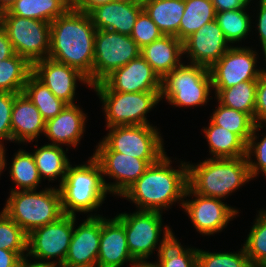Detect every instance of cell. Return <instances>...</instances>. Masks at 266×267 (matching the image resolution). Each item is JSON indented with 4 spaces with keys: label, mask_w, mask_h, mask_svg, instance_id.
Segmentation results:
<instances>
[{
    "label": "cell",
    "mask_w": 266,
    "mask_h": 267,
    "mask_svg": "<svg viewBox=\"0 0 266 267\" xmlns=\"http://www.w3.org/2000/svg\"><path fill=\"white\" fill-rule=\"evenodd\" d=\"M95 34L89 14L70 7L50 23L48 58L78 69L92 86Z\"/></svg>",
    "instance_id": "1"
},
{
    "label": "cell",
    "mask_w": 266,
    "mask_h": 267,
    "mask_svg": "<svg viewBox=\"0 0 266 267\" xmlns=\"http://www.w3.org/2000/svg\"><path fill=\"white\" fill-rule=\"evenodd\" d=\"M170 163L171 160L164 154L121 196L143 211L161 212L176 201H181L182 206L188 186V163L181 162L179 170L173 169Z\"/></svg>",
    "instance_id": "2"
},
{
    "label": "cell",
    "mask_w": 266,
    "mask_h": 267,
    "mask_svg": "<svg viewBox=\"0 0 266 267\" xmlns=\"http://www.w3.org/2000/svg\"><path fill=\"white\" fill-rule=\"evenodd\" d=\"M251 179L246 157L209 158L197 165L188 163V186L202 196L226 198Z\"/></svg>",
    "instance_id": "3"
},
{
    "label": "cell",
    "mask_w": 266,
    "mask_h": 267,
    "mask_svg": "<svg viewBox=\"0 0 266 267\" xmlns=\"http://www.w3.org/2000/svg\"><path fill=\"white\" fill-rule=\"evenodd\" d=\"M105 179L97 160L91 156L88 163L72 167L70 164L59 191L64 214L92 212L105 200L108 193Z\"/></svg>",
    "instance_id": "4"
},
{
    "label": "cell",
    "mask_w": 266,
    "mask_h": 267,
    "mask_svg": "<svg viewBox=\"0 0 266 267\" xmlns=\"http://www.w3.org/2000/svg\"><path fill=\"white\" fill-rule=\"evenodd\" d=\"M3 211L27 234L64 215L59 188L20 190L12 188Z\"/></svg>",
    "instance_id": "5"
},
{
    "label": "cell",
    "mask_w": 266,
    "mask_h": 267,
    "mask_svg": "<svg viewBox=\"0 0 266 267\" xmlns=\"http://www.w3.org/2000/svg\"><path fill=\"white\" fill-rule=\"evenodd\" d=\"M96 146L95 152H120L156 163L164 154L163 139L152 125L114 126Z\"/></svg>",
    "instance_id": "6"
},
{
    "label": "cell",
    "mask_w": 266,
    "mask_h": 267,
    "mask_svg": "<svg viewBox=\"0 0 266 267\" xmlns=\"http://www.w3.org/2000/svg\"><path fill=\"white\" fill-rule=\"evenodd\" d=\"M211 89L208 67L182 63L162 79L161 100L165 96L169 104L177 107L202 106L208 102Z\"/></svg>",
    "instance_id": "7"
},
{
    "label": "cell",
    "mask_w": 266,
    "mask_h": 267,
    "mask_svg": "<svg viewBox=\"0 0 266 267\" xmlns=\"http://www.w3.org/2000/svg\"><path fill=\"white\" fill-rule=\"evenodd\" d=\"M95 92L104 105L107 128L150 125L145 115L161 100V92Z\"/></svg>",
    "instance_id": "8"
},
{
    "label": "cell",
    "mask_w": 266,
    "mask_h": 267,
    "mask_svg": "<svg viewBox=\"0 0 266 267\" xmlns=\"http://www.w3.org/2000/svg\"><path fill=\"white\" fill-rule=\"evenodd\" d=\"M14 52L31 64L48 58L50 49V23L17 15H0Z\"/></svg>",
    "instance_id": "9"
},
{
    "label": "cell",
    "mask_w": 266,
    "mask_h": 267,
    "mask_svg": "<svg viewBox=\"0 0 266 267\" xmlns=\"http://www.w3.org/2000/svg\"><path fill=\"white\" fill-rule=\"evenodd\" d=\"M140 51L130 35L113 30H96L92 86L102 82L114 70L137 58Z\"/></svg>",
    "instance_id": "10"
},
{
    "label": "cell",
    "mask_w": 266,
    "mask_h": 267,
    "mask_svg": "<svg viewBox=\"0 0 266 267\" xmlns=\"http://www.w3.org/2000/svg\"><path fill=\"white\" fill-rule=\"evenodd\" d=\"M76 216L64 214L58 220L35 228L28 234L27 257L50 260L58 257V265L64 263L74 231Z\"/></svg>",
    "instance_id": "11"
},
{
    "label": "cell",
    "mask_w": 266,
    "mask_h": 267,
    "mask_svg": "<svg viewBox=\"0 0 266 267\" xmlns=\"http://www.w3.org/2000/svg\"><path fill=\"white\" fill-rule=\"evenodd\" d=\"M162 212L138 210L115 217L125 228L127 245L136 262L146 261L157 248L162 232Z\"/></svg>",
    "instance_id": "12"
},
{
    "label": "cell",
    "mask_w": 266,
    "mask_h": 267,
    "mask_svg": "<svg viewBox=\"0 0 266 267\" xmlns=\"http://www.w3.org/2000/svg\"><path fill=\"white\" fill-rule=\"evenodd\" d=\"M256 54L251 48L231 46L209 68L212 88L225 89L244 81H258L266 69L256 68Z\"/></svg>",
    "instance_id": "13"
},
{
    "label": "cell",
    "mask_w": 266,
    "mask_h": 267,
    "mask_svg": "<svg viewBox=\"0 0 266 267\" xmlns=\"http://www.w3.org/2000/svg\"><path fill=\"white\" fill-rule=\"evenodd\" d=\"M94 91L161 92L162 79L139 55L125 66L114 70L102 82L93 86Z\"/></svg>",
    "instance_id": "14"
},
{
    "label": "cell",
    "mask_w": 266,
    "mask_h": 267,
    "mask_svg": "<svg viewBox=\"0 0 266 267\" xmlns=\"http://www.w3.org/2000/svg\"><path fill=\"white\" fill-rule=\"evenodd\" d=\"M190 195H194L195 199L184 200L182 207L201 234L213 235L223 230L239 214L238 210L228 206L220 198L199 195L187 186L184 197Z\"/></svg>",
    "instance_id": "15"
},
{
    "label": "cell",
    "mask_w": 266,
    "mask_h": 267,
    "mask_svg": "<svg viewBox=\"0 0 266 267\" xmlns=\"http://www.w3.org/2000/svg\"><path fill=\"white\" fill-rule=\"evenodd\" d=\"M32 74L67 105L74 104L77 80L91 87L88 78L78 69L50 58L34 62Z\"/></svg>",
    "instance_id": "16"
},
{
    "label": "cell",
    "mask_w": 266,
    "mask_h": 267,
    "mask_svg": "<svg viewBox=\"0 0 266 267\" xmlns=\"http://www.w3.org/2000/svg\"><path fill=\"white\" fill-rule=\"evenodd\" d=\"M93 157L100 164L102 176H110L115 183H104L108 192L121 196L134 184L150 166L140 158L120 152H94Z\"/></svg>",
    "instance_id": "17"
},
{
    "label": "cell",
    "mask_w": 266,
    "mask_h": 267,
    "mask_svg": "<svg viewBox=\"0 0 266 267\" xmlns=\"http://www.w3.org/2000/svg\"><path fill=\"white\" fill-rule=\"evenodd\" d=\"M216 20L206 23L183 42L190 63L210 68L231 47ZM189 54V55H188Z\"/></svg>",
    "instance_id": "18"
},
{
    "label": "cell",
    "mask_w": 266,
    "mask_h": 267,
    "mask_svg": "<svg viewBox=\"0 0 266 267\" xmlns=\"http://www.w3.org/2000/svg\"><path fill=\"white\" fill-rule=\"evenodd\" d=\"M101 216H90L74 228L70 246L61 267H97Z\"/></svg>",
    "instance_id": "19"
},
{
    "label": "cell",
    "mask_w": 266,
    "mask_h": 267,
    "mask_svg": "<svg viewBox=\"0 0 266 267\" xmlns=\"http://www.w3.org/2000/svg\"><path fill=\"white\" fill-rule=\"evenodd\" d=\"M142 10V0H115L97 6L88 14L96 30H113L120 34L131 35Z\"/></svg>",
    "instance_id": "20"
},
{
    "label": "cell",
    "mask_w": 266,
    "mask_h": 267,
    "mask_svg": "<svg viewBox=\"0 0 266 267\" xmlns=\"http://www.w3.org/2000/svg\"><path fill=\"white\" fill-rule=\"evenodd\" d=\"M127 261L131 262V267L137 263L130 254L123 224L116 217L101 216L97 267H121Z\"/></svg>",
    "instance_id": "21"
},
{
    "label": "cell",
    "mask_w": 266,
    "mask_h": 267,
    "mask_svg": "<svg viewBox=\"0 0 266 267\" xmlns=\"http://www.w3.org/2000/svg\"><path fill=\"white\" fill-rule=\"evenodd\" d=\"M86 114L78 105H66L54 118L45 121L44 134L52 141V145L77 147L85 132Z\"/></svg>",
    "instance_id": "22"
},
{
    "label": "cell",
    "mask_w": 266,
    "mask_h": 267,
    "mask_svg": "<svg viewBox=\"0 0 266 267\" xmlns=\"http://www.w3.org/2000/svg\"><path fill=\"white\" fill-rule=\"evenodd\" d=\"M12 141L25 143L44 134L45 120L36 106L22 92L14 98L11 114Z\"/></svg>",
    "instance_id": "23"
},
{
    "label": "cell",
    "mask_w": 266,
    "mask_h": 267,
    "mask_svg": "<svg viewBox=\"0 0 266 267\" xmlns=\"http://www.w3.org/2000/svg\"><path fill=\"white\" fill-rule=\"evenodd\" d=\"M140 55L163 79L168 73L180 66L184 55L183 42L172 35H163L160 39L141 48Z\"/></svg>",
    "instance_id": "24"
},
{
    "label": "cell",
    "mask_w": 266,
    "mask_h": 267,
    "mask_svg": "<svg viewBox=\"0 0 266 267\" xmlns=\"http://www.w3.org/2000/svg\"><path fill=\"white\" fill-rule=\"evenodd\" d=\"M142 7L163 35L179 39L180 21L185 10L184 0H142Z\"/></svg>",
    "instance_id": "25"
},
{
    "label": "cell",
    "mask_w": 266,
    "mask_h": 267,
    "mask_svg": "<svg viewBox=\"0 0 266 267\" xmlns=\"http://www.w3.org/2000/svg\"><path fill=\"white\" fill-rule=\"evenodd\" d=\"M71 7V0H17L0 15H17L51 23Z\"/></svg>",
    "instance_id": "26"
},
{
    "label": "cell",
    "mask_w": 266,
    "mask_h": 267,
    "mask_svg": "<svg viewBox=\"0 0 266 267\" xmlns=\"http://www.w3.org/2000/svg\"><path fill=\"white\" fill-rule=\"evenodd\" d=\"M163 238L158 245L159 267H197L198 249L181 246L169 226L163 228Z\"/></svg>",
    "instance_id": "27"
},
{
    "label": "cell",
    "mask_w": 266,
    "mask_h": 267,
    "mask_svg": "<svg viewBox=\"0 0 266 267\" xmlns=\"http://www.w3.org/2000/svg\"><path fill=\"white\" fill-rule=\"evenodd\" d=\"M209 144L212 158L246 157V144L229 130L215 125L211 120L209 127L203 129Z\"/></svg>",
    "instance_id": "28"
},
{
    "label": "cell",
    "mask_w": 266,
    "mask_h": 267,
    "mask_svg": "<svg viewBox=\"0 0 266 267\" xmlns=\"http://www.w3.org/2000/svg\"><path fill=\"white\" fill-rule=\"evenodd\" d=\"M61 146L47 144L34 150L32 153L39 175L43 180L48 178L49 181L60 177V185L66 176L70 165L69 159Z\"/></svg>",
    "instance_id": "29"
},
{
    "label": "cell",
    "mask_w": 266,
    "mask_h": 267,
    "mask_svg": "<svg viewBox=\"0 0 266 267\" xmlns=\"http://www.w3.org/2000/svg\"><path fill=\"white\" fill-rule=\"evenodd\" d=\"M185 10L179 26V40L189 36L216 19V10L211 0H184Z\"/></svg>",
    "instance_id": "30"
},
{
    "label": "cell",
    "mask_w": 266,
    "mask_h": 267,
    "mask_svg": "<svg viewBox=\"0 0 266 267\" xmlns=\"http://www.w3.org/2000/svg\"><path fill=\"white\" fill-rule=\"evenodd\" d=\"M31 74L32 64L16 53L0 61V92L22 93Z\"/></svg>",
    "instance_id": "31"
},
{
    "label": "cell",
    "mask_w": 266,
    "mask_h": 267,
    "mask_svg": "<svg viewBox=\"0 0 266 267\" xmlns=\"http://www.w3.org/2000/svg\"><path fill=\"white\" fill-rule=\"evenodd\" d=\"M257 81H244L225 89H214L218 102L249 114L254 119Z\"/></svg>",
    "instance_id": "32"
},
{
    "label": "cell",
    "mask_w": 266,
    "mask_h": 267,
    "mask_svg": "<svg viewBox=\"0 0 266 267\" xmlns=\"http://www.w3.org/2000/svg\"><path fill=\"white\" fill-rule=\"evenodd\" d=\"M23 93L36 106L45 121L56 117L67 105L33 74L28 77Z\"/></svg>",
    "instance_id": "33"
},
{
    "label": "cell",
    "mask_w": 266,
    "mask_h": 267,
    "mask_svg": "<svg viewBox=\"0 0 266 267\" xmlns=\"http://www.w3.org/2000/svg\"><path fill=\"white\" fill-rule=\"evenodd\" d=\"M218 104L210 120L215 125L235 133L247 145L256 124L254 119L249 114L226 107L219 102Z\"/></svg>",
    "instance_id": "34"
},
{
    "label": "cell",
    "mask_w": 266,
    "mask_h": 267,
    "mask_svg": "<svg viewBox=\"0 0 266 267\" xmlns=\"http://www.w3.org/2000/svg\"><path fill=\"white\" fill-rule=\"evenodd\" d=\"M10 177L21 190L37 189L41 177L32 153L20 149L15 154L10 167Z\"/></svg>",
    "instance_id": "35"
},
{
    "label": "cell",
    "mask_w": 266,
    "mask_h": 267,
    "mask_svg": "<svg viewBox=\"0 0 266 267\" xmlns=\"http://www.w3.org/2000/svg\"><path fill=\"white\" fill-rule=\"evenodd\" d=\"M243 247L253 267H266V210H260Z\"/></svg>",
    "instance_id": "36"
},
{
    "label": "cell",
    "mask_w": 266,
    "mask_h": 267,
    "mask_svg": "<svg viewBox=\"0 0 266 267\" xmlns=\"http://www.w3.org/2000/svg\"><path fill=\"white\" fill-rule=\"evenodd\" d=\"M251 17L245 9L216 13V21L229 43L241 41L251 30Z\"/></svg>",
    "instance_id": "37"
},
{
    "label": "cell",
    "mask_w": 266,
    "mask_h": 267,
    "mask_svg": "<svg viewBox=\"0 0 266 267\" xmlns=\"http://www.w3.org/2000/svg\"><path fill=\"white\" fill-rule=\"evenodd\" d=\"M28 234L3 210L0 213V248L27 256ZM26 252V255L24 254Z\"/></svg>",
    "instance_id": "38"
},
{
    "label": "cell",
    "mask_w": 266,
    "mask_h": 267,
    "mask_svg": "<svg viewBox=\"0 0 266 267\" xmlns=\"http://www.w3.org/2000/svg\"><path fill=\"white\" fill-rule=\"evenodd\" d=\"M238 253H211L198 249L197 267H253L244 247Z\"/></svg>",
    "instance_id": "39"
},
{
    "label": "cell",
    "mask_w": 266,
    "mask_h": 267,
    "mask_svg": "<svg viewBox=\"0 0 266 267\" xmlns=\"http://www.w3.org/2000/svg\"><path fill=\"white\" fill-rule=\"evenodd\" d=\"M263 127L262 124H255L253 133L246 145V158L248 160L249 172L252 179L255 178L259 172H263V175L265 174L266 176V135L260 142H256L258 138L256 131H259V128ZM251 155L256 157V162H253Z\"/></svg>",
    "instance_id": "40"
},
{
    "label": "cell",
    "mask_w": 266,
    "mask_h": 267,
    "mask_svg": "<svg viewBox=\"0 0 266 267\" xmlns=\"http://www.w3.org/2000/svg\"><path fill=\"white\" fill-rule=\"evenodd\" d=\"M130 36L141 49L153 41L160 39L163 33L147 13L142 10L136 19Z\"/></svg>",
    "instance_id": "41"
},
{
    "label": "cell",
    "mask_w": 266,
    "mask_h": 267,
    "mask_svg": "<svg viewBox=\"0 0 266 267\" xmlns=\"http://www.w3.org/2000/svg\"><path fill=\"white\" fill-rule=\"evenodd\" d=\"M16 95L11 92H0V146H4L1 140L12 141L11 114Z\"/></svg>",
    "instance_id": "42"
},
{
    "label": "cell",
    "mask_w": 266,
    "mask_h": 267,
    "mask_svg": "<svg viewBox=\"0 0 266 267\" xmlns=\"http://www.w3.org/2000/svg\"><path fill=\"white\" fill-rule=\"evenodd\" d=\"M254 121L256 124L266 123V71L257 81Z\"/></svg>",
    "instance_id": "43"
},
{
    "label": "cell",
    "mask_w": 266,
    "mask_h": 267,
    "mask_svg": "<svg viewBox=\"0 0 266 267\" xmlns=\"http://www.w3.org/2000/svg\"><path fill=\"white\" fill-rule=\"evenodd\" d=\"M216 13L223 11H232L237 9H246L251 0H211Z\"/></svg>",
    "instance_id": "44"
},
{
    "label": "cell",
    "mask_w": 266,
    "mask_h": 267,
    "mask_svg": "<svg viewBox=\"0 0 266 267\" xmlns=\"http://www.w3.org/2000/svg\"><path fill=\"white\" fill-rule=\"evenodd\" d=\"M259 10L260 12L258 13V32H259V38L261 41V45H262V50H263V54L265 55V61H266V0H260L259 1Z\"/></svg>",
    "instance_id": "45"
},
{
    "label": "cell",
    "mask_w": 266,
    "mask_h": 267,
    "mask_svg": "<svg viewBox=\"0 0 266 267\" xmlns=\"http://www.w3.org/2000/svg\"><path fill=\"white\" fill-rule=\"evenodd\" d=\"M115 0H71V8L84 13H89L97 6L110 3Z\"/></svg>",
    "instance_id": "46"
},
{
    "label": "cell",
    "mask_w": 266,
    "mask_h": 267,
    "mask_svg": "<svg viewBox=\"0 0 266 267\" xmlns=\"http://www.w3.org/2000/svg\"><path fill=\"white\" fill-rule=\"evenodd\" d=\"M14 54L12 43L8 39L5 29L0 25V61L8 59Z\"/></svg>",
    "instance_id": "47"
},
{
    "label": "cell",
    "mask_w": 266,
    "mask_h": 267,
    "mask_svg": "<svg viewBox=\"0 0 266 267\" xmlns=\"http://www.w3.org/2000/svg\"><path fill=\"white\" fill-rule=\"evenodd\" d=\"M22 259L17 252L0 248V267H18Z\"/></svg>",
    "instance_id": "48"
},
{
    "label": "cell",
    "mask_w": 266,
    "mask_h": 267,
    "mask_svg": "<svg viewBox=\"0 0 266 267\" xmlns=\"http://www.w3.org/2000/svg\"><path fill=\"white\" fill-rule=\"evenodd\" d=\"M18 267H59L57 265V262H44V261H35L34 263H29V260L26 257H23V259L20 261Z\"/></svg>",
    "instance_id": "49"
},
{
    "label": "cell",
    "mask_w": 266,
    "mask_h": 267,
    "mask_svg": "<svg viewBox=\"0 0 266 267\" xmlns=\"http://www.w3.org/2000/svg\"><path fill=\"white\" fill-rule=\"evenodd\" d=\"M5 147L4 146H0V175L1 172H3L2 170H4V168L6 167L5 165L7 164L5 160Z\"/></svg>",
    "instance_id": "50"
},
{
    "label": "cell",
    "mask_w": 266,
    "mask_h": 267,
    "mask_svg": "<svg viewBox=\"0 0 266 267\" xmlns=\"http://www.w3.org/2000/svg\"><path fill=\"white\" fill-rule=\"evenodd\" d=\"M17 0H0V13L8 10V8Z\"/></svg>",
    "instance_id": "51"
},
{
    "label": "cell",
    "mask_w": 266,
    "mask_h": 267,
    "mask_svg": "<svg viewBox=\"0 0 266 267\" xmlns=\"http://www.w3.org/2000/svg\"><path fill=\"white\" fill-rule=\"evenodd\" d=\"M134 267H159V266L157 265L156 262L155 263H151V262L149 263L147 261H139L134 265Z\"/></svg>",
    "instance_id": "52"
}]
</instances>
